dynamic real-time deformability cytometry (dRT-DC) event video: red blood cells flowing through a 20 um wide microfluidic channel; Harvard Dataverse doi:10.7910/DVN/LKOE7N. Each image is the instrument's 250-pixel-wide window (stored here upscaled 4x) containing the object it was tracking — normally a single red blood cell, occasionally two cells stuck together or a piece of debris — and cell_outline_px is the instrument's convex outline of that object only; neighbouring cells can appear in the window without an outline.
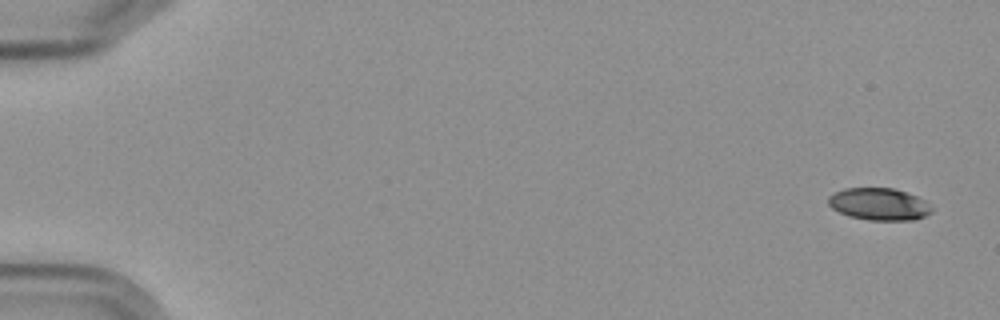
{"species": "Egyptian fruit bat (a non-hibernating species)", "species_latin": "Rousettus aegyptiacus", "temperature_condition": "cold", "stored_images_in_passage": 6, "camera_frame_rate_fps": 3000, "um_per_image_px": 0.085, "frame": {"image": 1, "passage_image": 1, "time_ms": 0.0, "image_size_px": [1000, 320], "cell_outline_px": [[932, 212], [924, 216], [912, 220], [868, 220], [848, 216], [832, 208], [828, 204], [828, 196], [844, 188], [892, 188], [916, 196], [924, 200], [932, 208]], "centroid_in_image_um": [74.7, 17.35], "position_along_channel_um": 10.3, "area_um2": 19.25}}
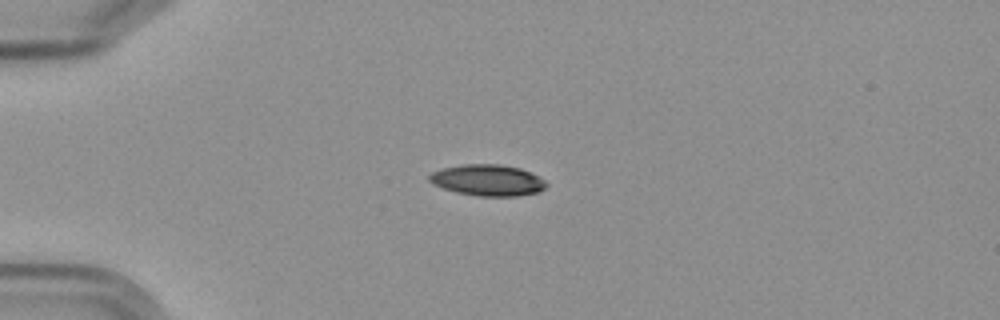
{"frame": {"image": 2, "passage_image": 4, "time_ms": 4.333, "image_size_px": [1000, 320], "cell_outline_px": [[548, 184], [540, 192], [516, 196], [476, 196], [456, 192], [432, 184], [428, 180], [428, 176], [432, 172], [440, 168], [460, 164], [500, 164], [520, 168], [540, 176]], "centroid_in_image_um": [41.44, 15.31], "position_along_channel_um": 43.6, "area_um2": 21.56}}
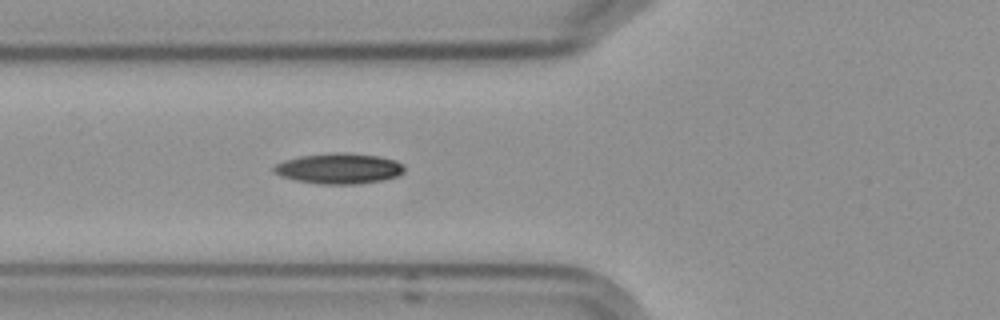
{"frame": {"image": 3, "passage_image": 6, "time_ms": 6.667, "image_size_px": [1000, 320], "cell_outline_px": [[404, 172], [396, 176], [380, 180], [356, 184], [320, 184], [296, 180], [280, 176], [272, 172], [272, 168], [276, 164], [284, 160], [300, 156], [336, 152], [344, 152], [376, 156], [396, 160], [404, 168]], "centroid_in_image_um": [28.76, 14.32], "position_along_channel_um": 97.0, "area_um2": 23.06}}